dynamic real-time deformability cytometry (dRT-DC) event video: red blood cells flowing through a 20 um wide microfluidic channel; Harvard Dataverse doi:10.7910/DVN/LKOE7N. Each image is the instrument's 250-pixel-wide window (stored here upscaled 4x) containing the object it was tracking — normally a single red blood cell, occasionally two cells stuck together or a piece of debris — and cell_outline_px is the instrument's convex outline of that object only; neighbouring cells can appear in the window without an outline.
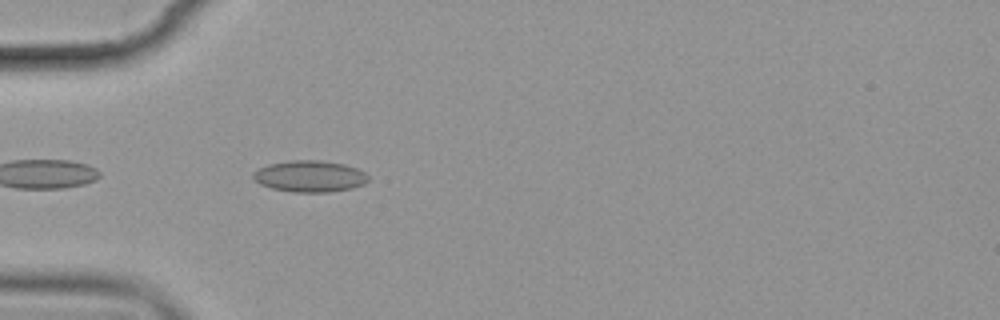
{"species": "common noctule bat (a hibernating species)", "species_latin": "Nyctalus noctula", "temperature_condition": "cold", "stored_images_in_passage": 5, "camera_frame_rate_fps": 3000, "um_per_image_px": 0.085, "animal": {"sex": "female", "body_mass_g": 19.9}, "frame": {"image": 1, "passage_image": 5, "time_ms": 4.333, "image_size_px": [1000, 320], "cell_outline_px": [[368, 180], [364, 184], [352, 188], [328, 192], [292, 192], [272, 188], [260, 184], [252, 180], [252, 172], [268, 164], [292, 160], [320, 160], [344, 164], [356, 168], [364, 172], [368, 176]], "centroid_in_image_um": [26.3, 14.98], "position_along_channel_um": 58.7, "area_um2": 21.15}}